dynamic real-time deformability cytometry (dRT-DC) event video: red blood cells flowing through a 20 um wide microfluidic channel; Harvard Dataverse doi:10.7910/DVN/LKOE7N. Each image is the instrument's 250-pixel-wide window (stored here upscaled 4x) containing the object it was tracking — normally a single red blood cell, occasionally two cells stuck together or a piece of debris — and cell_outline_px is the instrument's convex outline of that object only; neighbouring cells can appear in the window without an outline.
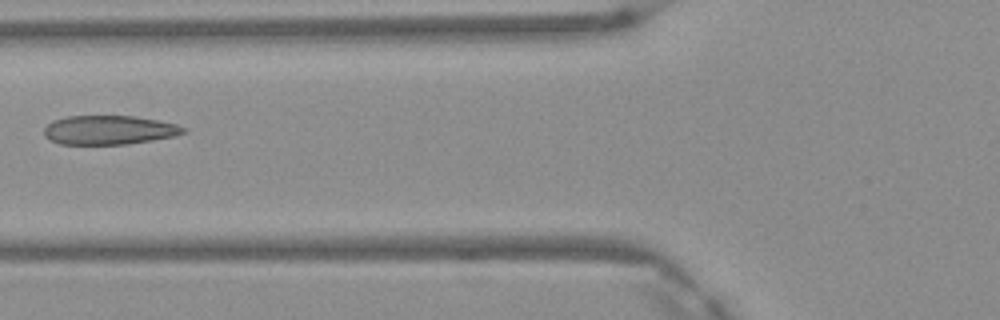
{"species": "Egyptian fruit bat (a non-hibernating species)", "species_latin": "Rousettus aegyptiacus", "temperature_condition": "warm", "stored_images_in_passage": 3, "camera_frame_rate_fps": 3000, "um_per_image_px": 0.085, "frame": {"image": 1, "passage_image": 3, "time_ms": 0.667, "image_size_px": [1000, 320], "cell_outline_px": [[188, 132], [176, 136], [128, 144], [60, 144], [48, 140], [44, 136], [44, 128], [52, 120], [68, 116], [132, 116], [156, 120], [176, 124], [188, 128]], "centroid_in_image_um": [9.28, 11.06], "position_along_channel_um": 116.5, "area_um2": 23.76}}